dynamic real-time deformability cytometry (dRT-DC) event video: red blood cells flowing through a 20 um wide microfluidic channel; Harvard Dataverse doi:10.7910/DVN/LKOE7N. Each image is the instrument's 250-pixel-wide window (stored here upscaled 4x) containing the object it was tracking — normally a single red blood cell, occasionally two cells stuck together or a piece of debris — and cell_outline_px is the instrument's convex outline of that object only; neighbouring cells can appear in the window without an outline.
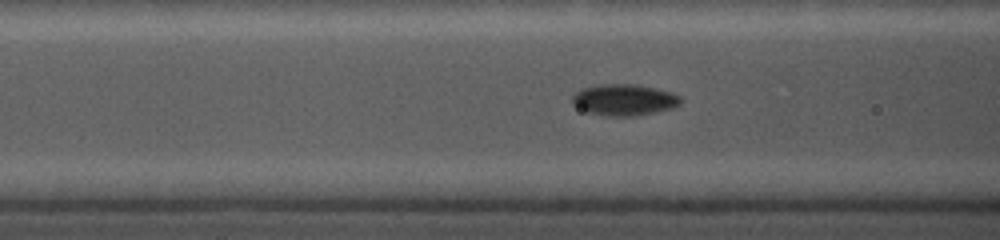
{"species": "common noctule bat (a hibernating species)", "species_latin": "Nyctalus noctula", "temperature_condition": "cold", "stored_images_in_passage": 35, "camera_frame_rate_fps": 5000, "um_per_image_px": 0.085, "animal": {"sex": "female", "body_mass_g": 19.0, "forearm_length_mm": 56.7}, "frame": {"image": 1, "passage_image": 16, "time_ms": 3.8, "image_size_px": [1000, 240], "cell_outline_px": [[680, 104], [672, 108], [656, 112], [636, 116], [604, 116], [584, 112], [572, 104], [572, 96], [580, 88], [600, 84], [636, 84], [672, 92], [680, 96]], "centroid_in_image_um": [53.01, 8.49], "position_along_channel_um": 113.6, "area_um2": 20.06}}
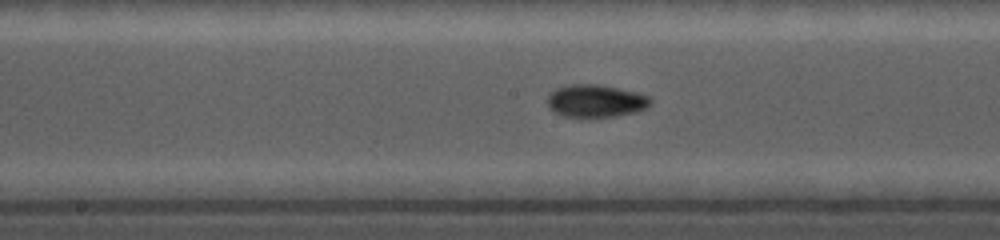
{"frame": {"image": 2, "passage_image": 25, "time_ms": 6.0, "image_size_px": [1000, 240], "cell_outline_px": [[652, 104], [636, 112], [616, 116], [564, 116], [548, 108], [548, 96], [556, 88], [568, 84], [600, 84], [636, 92], [648, 96], [652, 100]], "centroid_in_image_um": [50.64, 8.56], "position_along_channel_um": 197.6, "area_um2": 19.42}}
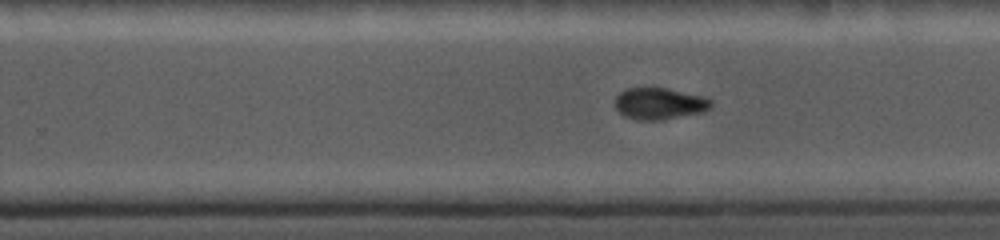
{"frame": {"image": 3, "passage_image": 33, "time_ms": 8.0, "image_size_px": [1000, 240], "cell_outline_px": [[712, 104], [704, 112], [664, 120], [636, 120], [624, 116], [616, 108], [616, 96], [624, 88], [668, 88], [704, 96], [712, 100]], "centroid_in_image_um": [56.06, 8.81], "position_along_channel_um": 273.7, "area_um2": 17.86}}